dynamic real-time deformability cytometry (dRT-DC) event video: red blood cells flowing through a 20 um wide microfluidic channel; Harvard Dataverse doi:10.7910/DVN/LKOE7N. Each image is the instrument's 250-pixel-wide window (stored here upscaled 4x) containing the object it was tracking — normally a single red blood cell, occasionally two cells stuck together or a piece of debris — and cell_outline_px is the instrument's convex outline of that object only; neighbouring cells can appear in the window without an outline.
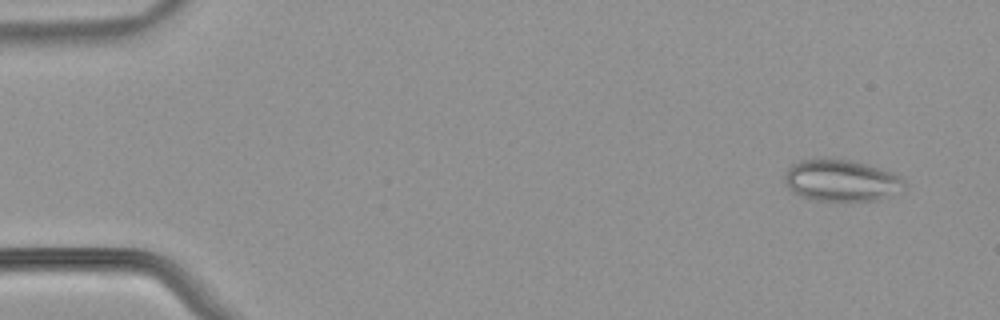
{"species": "common noctule bat (a hibernating species)", "species_latin": "Nyctalus noctula", "temperature_condition": "warm", "stored_images_in_passage": 53, "camera_frame_rate_fps": 3000, "um_per_image_px": 0.085, "animal": {"sex": "male", "body_mass_g": 21.5, "forearm_length_mm": 52.0}, "frame": {"image": 1, "passage_image": 4, "time_ms": 1.0, "image_size_px": [1000, 320], "cell_outline_px": [[908, 184], [904, 188], [876, 200], [848, 204], [844, 204], [812, 200], [800, 196], [792, 192], [788, 188], [784, 180], [784, 172], [792, 164], [800, 160], [820, 156], [824, 156], [848, 160], [868, 164], [896, 172]], "centroid_in_image_um": [71.48, 15.35], "position_along_channel_um": 13.5, "area_um2": 30.63}}
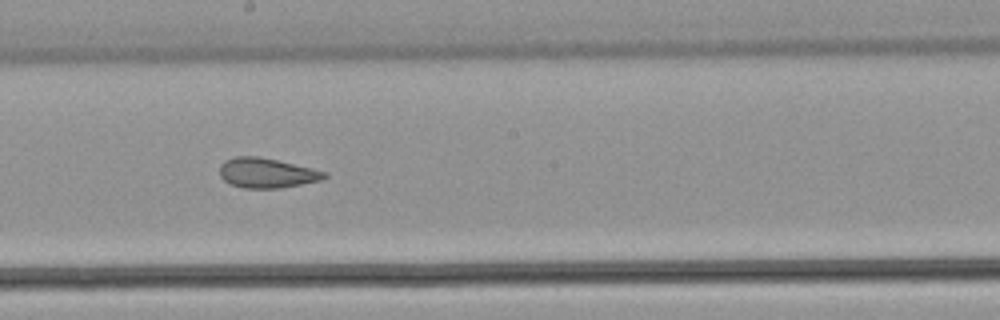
{"frame": {"image": 2, "passage_image": 30, "time_ms": 9.667, "image_size_px": [1000, 320], "cell_outline_px": [[328, 176], [324, 180], [280, 188], [244, 188], [232, 184], [224, 180], [220, 176], [220, 164], [224, 160], [236, 156], [256, 156], [276, 160], [312, 168], [328, 172]], "centroid_in_image_um": [22.7, 14.7], "position_along_channel_um": 225.5, "area_um2": 18.26}}
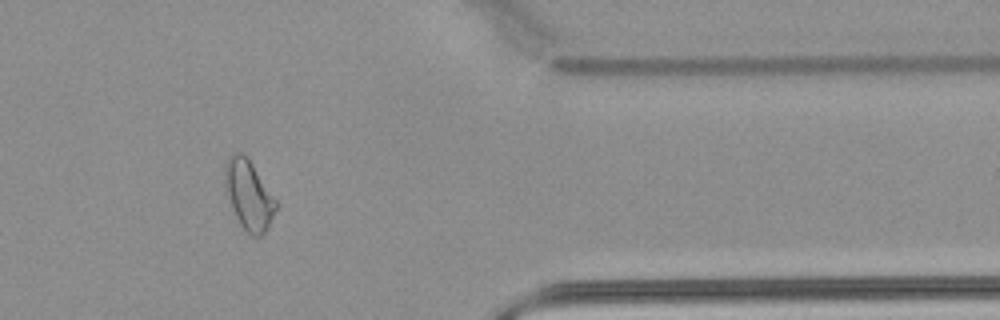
{"frame": {"image": 3, "passage_image": 44, "time_ms": 14.333, "image_size_px": [1000, 320], "cell_outline_px": [[276, 208], [264, 232], [260, 236], [252, 236], [240, 224], [236, 216], [228, 196], [224, 184], [224, 164], [228, 156], [232, 152], [244, 152], [276, 200]], "centroid_in_image_um": [21.1, 16.5], "position_along_channel_um": 390.3, "area_um2": 20.23}, "authors_computed_cell_mechanics": {"area_um2": 21.8484, "velocity_mm_per_s": 3.941, "shape_relaxation_time_tau1_ms": null, "shape_relaxation_time_tau2_ms": 1.6904, "deformation_change_tau1": null, "deformation_change_tau2": 0.0816}}